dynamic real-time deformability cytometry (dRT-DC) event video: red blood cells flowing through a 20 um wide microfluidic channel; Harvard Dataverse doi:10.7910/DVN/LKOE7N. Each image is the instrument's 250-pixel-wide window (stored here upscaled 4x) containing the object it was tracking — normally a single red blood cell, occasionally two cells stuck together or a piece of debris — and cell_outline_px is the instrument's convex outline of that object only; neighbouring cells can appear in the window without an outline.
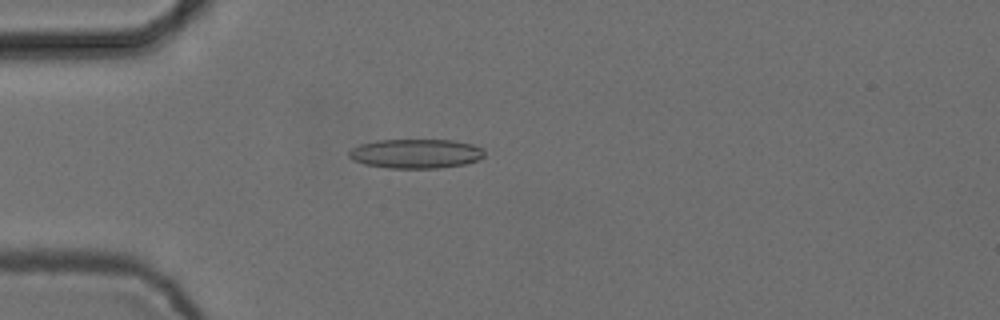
{"species": "common noctule bat (a hibernating species)", "species_latin": "Nyctalus noctula", "temperature_condition": "cold", "stored_images_in_passage": 5, "camera_frame_rate_fps": 3000, "um_per_image_px": 0.085, "animal": {"sex": "female", "body_mass_g": 24.6, "forearm_length_mm": 56.2}, "frame": {"image": 1, "passage_image": 4, "time_ms": 1.0, "image_size_px": [1000, 320], "cell_outline_px": [[484, 156], [476, 160], [464, 164], [440, 168], [388, 168], [364, 164], [352, 160], [348, 156], [348, 152], [352, 148], [360, 144], [376, 140], [452, 140], [472, 144], [484, 148]], "centroid_in_image_um": [35.32, 13.06], "position_along_channel_um": 49.7, "area_um2": 23.24}}